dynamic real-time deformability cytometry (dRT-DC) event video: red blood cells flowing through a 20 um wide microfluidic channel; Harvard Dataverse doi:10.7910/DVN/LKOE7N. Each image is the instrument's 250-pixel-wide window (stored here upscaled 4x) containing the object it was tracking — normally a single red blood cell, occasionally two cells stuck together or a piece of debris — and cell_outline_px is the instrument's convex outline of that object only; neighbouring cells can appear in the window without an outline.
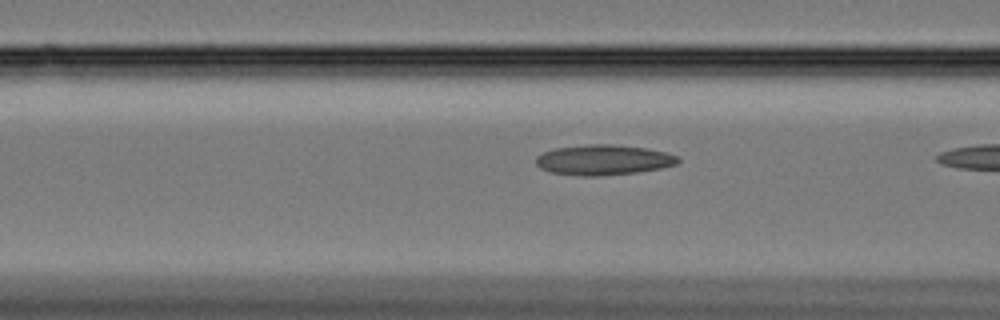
{"species": "Egyptian fruit bat (a non-hibernating species)", "species_latin": "Rousettus aegyptiacus", "temperature_condition": "cold", "stored_images_in_passage": 8, "camera_frame_rate_fps": 3000, "um_per_image_px": 0.085, "animal": {"sex": "female"}, "frame": {"image": 1, "passage_image": 7, "time_ms": 2.0, "image_size_px": [1000, 320], "cell_outline_px": [[680, 160], [676, 164], [660, 168], [636, 172], [600, 176], [580, 176], [552, 172], [540, 168], [536, 164], [536, 156], [552, 148], [588, 144], [612, 144], [648, 148], [668, 152], [680, 156]], "centroid_in_image_um": [51.31, 13.58], "position_along_channel_um": 115.3, "area_um2": 25.26}}